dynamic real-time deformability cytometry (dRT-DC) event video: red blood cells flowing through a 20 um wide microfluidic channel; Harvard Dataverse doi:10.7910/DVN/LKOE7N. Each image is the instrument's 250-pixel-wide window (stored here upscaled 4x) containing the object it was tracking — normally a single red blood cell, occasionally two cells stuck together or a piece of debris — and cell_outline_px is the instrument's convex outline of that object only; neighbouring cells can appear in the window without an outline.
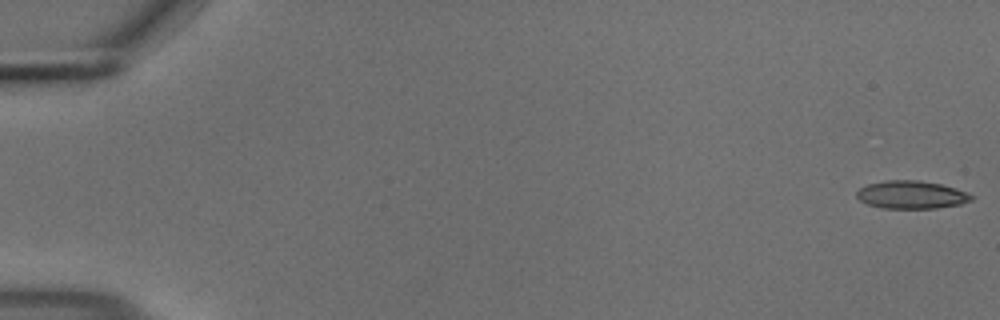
{"species": "common noctule bat (a hibernating species)", "species_latin": "Nyctalus noctula", "temperature_condition": "cold", "stored_images_in_passage": 55, "camera_frame_rate_fps": 3000, "um_per_image_px": 0.085, "animal": {"sex": "male", "body_mass_g": 18.8}, "frame": {"image": 1, "passage_image": 1, "time_ms": 0.0, "image_size_px": [1000, 320], "cell_outline_px": [[976, 196], [972, 200], [960, 204], [936, 208], [884, 208], [868, 204], [860, 200], [856, 196], [856, 192], [860, 188], [868, 184], [884, 180], [916, 180], [940, 184], [956, 188], [968, 192]], "centroid_in_image_um": [77.5, 16.55], "position_along_channel_um": 7.5, "area_um2": 18.67}}
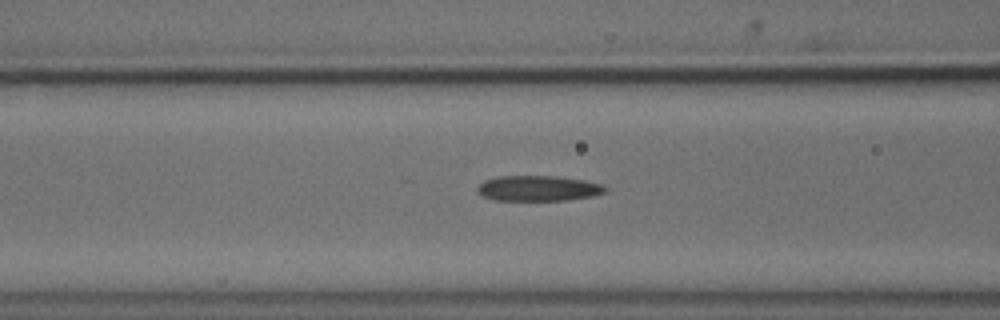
{"frame": {"image": 2, "passage_image": 23, "time_ms": 7.333, "image_size_px": [1000, 320], "cell_outline_px": [[608, 188], [604, 192], [592, 196], [568, 200], [492, 200], [480, 196], [476, 192], [476, 188], [484, 180], [496, 176], [556, 176], [584, 180], [604, 184]], "centroid_in_image_um": [45.71, 16.01], "position_along_channel_um": 120.9, "area_um2": 19.19}}
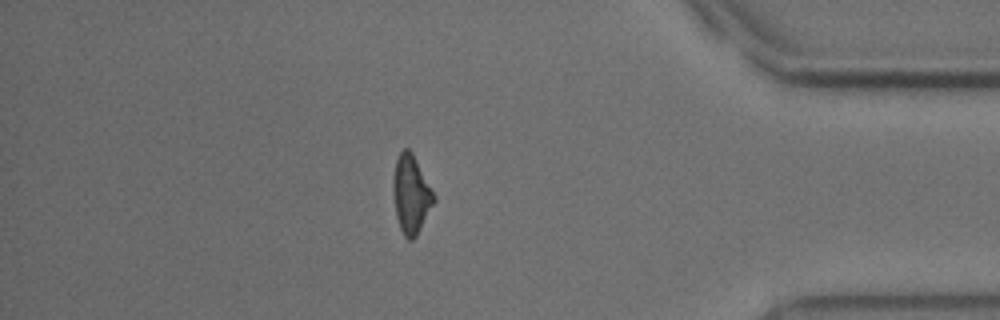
{"frame": {"image": 3, "passage_image": 48, "time_ms": 15.667, "image_size_px": [1000, 320], "cell_outline_px": [[436, 200], [416, 236], [412, 240], [408, 240], [404, 236], [400, 228], [396, 216], [392, 188], [392, 180], [396, 160], [400, 152], [404, 148], [408, 148], [412, 152], [436, 196]], "centroid_in_image_um": [34.94, 16.51], "position_along_channel_um": 400.3, "area_um2": 18.61}, "authors_computed_cell_mechanics": {"area_um2": 19.0162, "velocity_mm_per_s": 3.7133, "shape_relaxation_time_tau1_ms": null, "shape_relaxation_time_tau2_ms": 4.2923, "deformation_change_tau1": null, "deformation_change_tau2": 0.151}}